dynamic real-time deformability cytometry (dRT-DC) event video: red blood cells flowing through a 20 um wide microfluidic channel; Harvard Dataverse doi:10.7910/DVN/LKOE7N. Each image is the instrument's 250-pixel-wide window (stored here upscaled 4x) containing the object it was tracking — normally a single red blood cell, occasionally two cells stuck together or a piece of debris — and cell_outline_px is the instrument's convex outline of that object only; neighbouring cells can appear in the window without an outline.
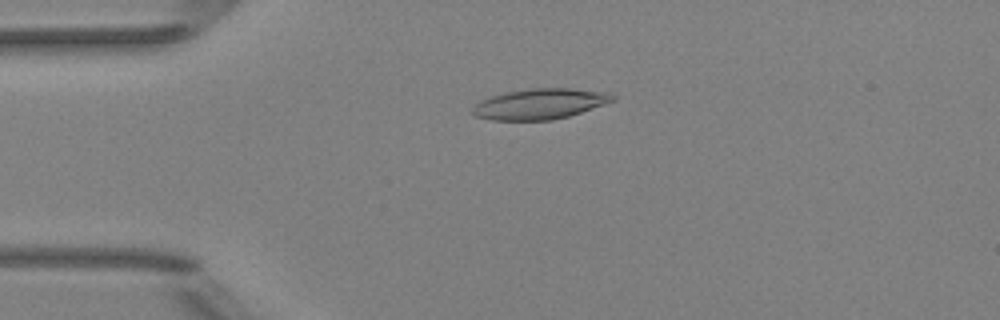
{"species": "Egyptian fruit bat (a non-hibernating species)", "species_latin": "Rousettus aegyptiacus", "temperature_condition": "room temperature", "stored_images_in_passage": 51, "camera_frame_rate_fps": 3000, "um_per_image_px": 0.085, "animal": {"sex": "female"}, "frame": {"image": 1, "passage_image": 12, "time_ms": 3.667, "image_size_px": [1000, 320], "cell_outline_px": [[616, 100], [568, 116], [552, 120], [492, 120], [476, 116], [472, 112], [472, 108], [480, 100], [504, 92], [532, 88], [572, 88], [612, 92], [616, 96]], "centroid_in_image_um": [45.92, 8.82], "position_along_channel_um": 39.1, "area_um2": 25.03}}
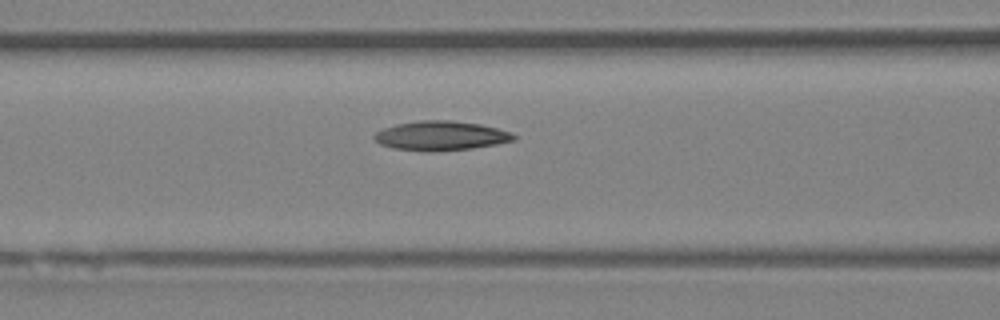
{"frame": {"image": 2, "passage_image": 21, "time_ms": 6.667, "image_size_px": [1000, 320], "cell_outline_px": [[516, 140], [496, 144], [472, 148], [428, 152], [424, 152], [392, 148], [380, 144], [372, 136], [376, 132], [384, 128], [396, 124], [420, 120], [452, 120], [480, 124], [512, 132], [516, 136]], "centroid_in_image_um": [37.47, 11.54], "position_along_channel_um": 129.1, "area_um2": 23.99}}
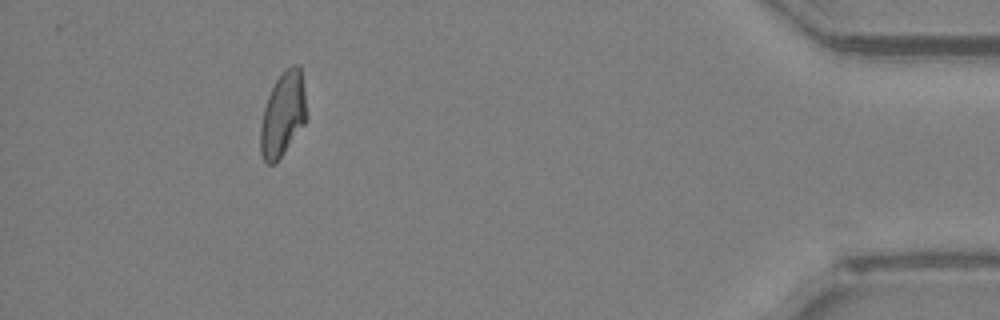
{"frame": {"image": 3, "passage_image": 47, "time_ms": 15.333, "image_size_px": [1000, 320], "cell_outline_px": [[308, 116], [304, 124], [284, 152], [272, 164], [268, 164], [264, 160], [260, 152], [260, 128], [264, 108], [268, 96], [280, 72], [284, 68], [292, 64], [300, 64], [304, 88]], "centroid_in_image_um": [24.06, 9.66], "position_along_channel_um": 411.1, "area_um2": 22.72}, "authors_computed_cell_mechanics": {"area_um2": 23.3512, "velocity_mm_per_s": 3.9674, "shape_relaxation_time_tau1_ms": 6.9878, "shape_relaxation_time_tau2_ms": null, "deformation_change_tau1": 0.1501, "deformation_change_tau2": null}}